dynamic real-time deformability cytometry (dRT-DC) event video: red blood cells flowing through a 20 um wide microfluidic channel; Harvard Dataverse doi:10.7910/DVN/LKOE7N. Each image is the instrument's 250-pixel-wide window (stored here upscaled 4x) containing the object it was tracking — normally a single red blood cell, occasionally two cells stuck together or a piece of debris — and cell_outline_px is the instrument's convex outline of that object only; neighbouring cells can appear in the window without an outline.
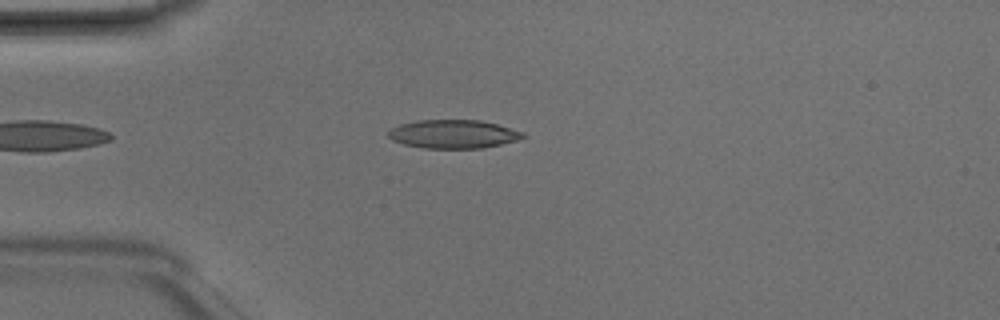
{"species": "Egyptian fruit bat (a non-hibernating species)", "species_latin": "Rousettus aegyptiacus", "temperature_condition": "room temperature", "stored_images_in_passage": 5, "camera_frame_rate_fps": 3000, "um_per_image_px": 0.085, "animal": {"sex": "male"}, "frame": {"image": 1, "passage_image": 4, "time_ms": 1.0, "image_size_px": [1000, 320], "cell_outline_px": [[528, 136], [516, 140], [500, 144], [480, 148], [424, 148], [404, 144], [392, 140], [388, 136], [388, 132], [392, 128], [400, 124], [416, 120], [480, 120], [496, 124], [524, 132]], "centroid_in_image_um": [38.53, 11.39], "position_along_channel_um": 46.5, "area_um2": 22.25}}